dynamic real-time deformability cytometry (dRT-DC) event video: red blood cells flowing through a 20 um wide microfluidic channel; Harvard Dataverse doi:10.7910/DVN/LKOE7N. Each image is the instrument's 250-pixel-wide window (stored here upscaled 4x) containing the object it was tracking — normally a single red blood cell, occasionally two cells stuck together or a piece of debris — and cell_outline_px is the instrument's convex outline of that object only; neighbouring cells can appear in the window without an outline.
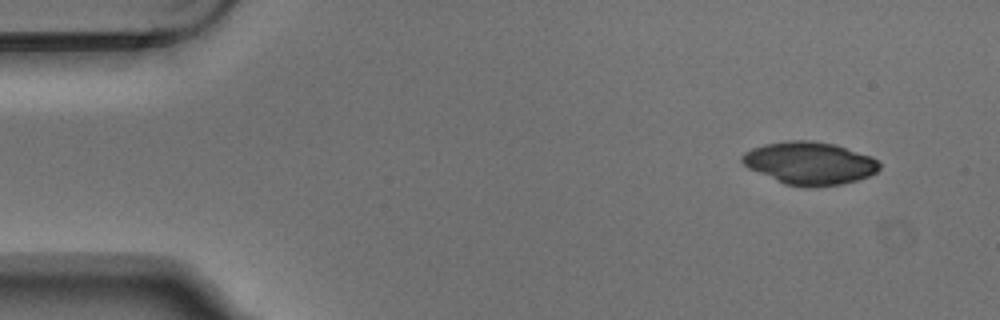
{"species": "Egyptian fruit bat (a non-hibernating species)", "species_latin": "Rousettus aegyptiacus", "temperature_condition": "warm", "stored_images_in_passage": 4, "camera_frame_rate_fps": 3000, "um_per_image_px": 0.085, "animal": {"sex": "male"}, "frame": {"image": 1, "passage_image": 1, "time_ms": 0.0, "image_size_px": [1000, 320], "cell_outline_px": [[880, 168], [876, 172], [868, 176], [856, 180], [840, 184], [784, 184], [748, 168], [740, 160], [740, 156], [744, 152], [752, 148], [764, 144], [788, 140], [808, 140], [832, 144], [872, 156], [880, 164]], "centroid_in_image_um": [68.77, 13.83], "position_along_channel_um": 16.2, "area_um2": 33.29}}